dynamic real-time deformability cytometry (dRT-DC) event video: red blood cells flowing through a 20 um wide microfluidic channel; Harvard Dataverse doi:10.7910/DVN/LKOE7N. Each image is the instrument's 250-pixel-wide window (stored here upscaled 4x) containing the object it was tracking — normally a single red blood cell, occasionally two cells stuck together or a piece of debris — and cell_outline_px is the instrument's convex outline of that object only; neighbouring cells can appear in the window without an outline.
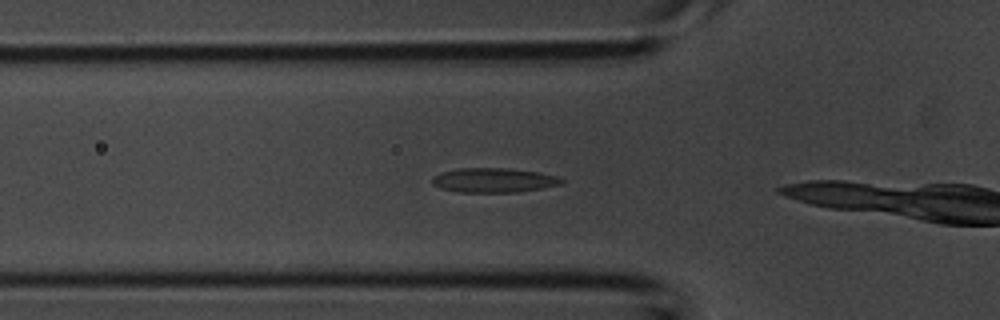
{"species": "common noctule bat (a hibernating species)", "species_latin": "Nyctalus noctula", "temperature_condition": "room temperature", "stored_images_in_passage": 4, "camera_frame_rate_fps": 3000, "um_per_image_px": 0.085, "animal": {"sex": "male", "body_mass_g": 20.1, "forearm_length_mm": 53.5}, "frame": {"image": 1, "passage_image": 3, "time_ms": 0.667, "image_size_px": [1000, 320], "cell_outline_px": [[564, 180], [560, 184], [540, 188], [516, 192], [460, 192], [440, 188], [432, 184], [432, 176], [440, 172], [456, 168], [508, 168], [540, 172], [556, 176]], "centroid_in_image_um": [41.91, 15.3], "position_along_channel_um": 83.9, "area_um2": 18.44}}